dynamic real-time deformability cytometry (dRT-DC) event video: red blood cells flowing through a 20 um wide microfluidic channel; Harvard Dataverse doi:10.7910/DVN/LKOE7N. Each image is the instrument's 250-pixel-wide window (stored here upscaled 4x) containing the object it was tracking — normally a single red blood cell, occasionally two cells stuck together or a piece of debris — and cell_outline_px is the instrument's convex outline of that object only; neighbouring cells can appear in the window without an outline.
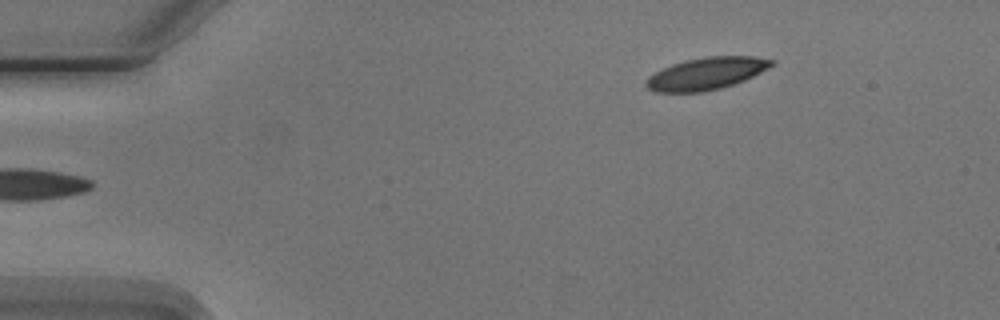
{"species": "Egyptian fruit bat (a non-hibernating species)", "species_latin": "Rousettus aegyptiacus", "temperature_condition": "cold", "stored_images_in_passage": 4, "camera_frame_rate_fps": 3000, "um_per_image_px": 0.085, "animal": {"sex": "male"}, "frame": {"image": 1, "passage_image": 4, "time_ms": 4.333, "image_size_px": [1000, 320], "cell_outline_px": [[776, 64], [744, 80], [720, 88], [700, 92], [656, 92], [648, 88], [644, 84], [648, 76], [672, 64], [684, 60], [704, 56], [752, 56], [776, 60]], "centroid_in_image_um": [60.04, 6.24], "position_along_channel_um": 25.0, "area_um2": 23.47}}